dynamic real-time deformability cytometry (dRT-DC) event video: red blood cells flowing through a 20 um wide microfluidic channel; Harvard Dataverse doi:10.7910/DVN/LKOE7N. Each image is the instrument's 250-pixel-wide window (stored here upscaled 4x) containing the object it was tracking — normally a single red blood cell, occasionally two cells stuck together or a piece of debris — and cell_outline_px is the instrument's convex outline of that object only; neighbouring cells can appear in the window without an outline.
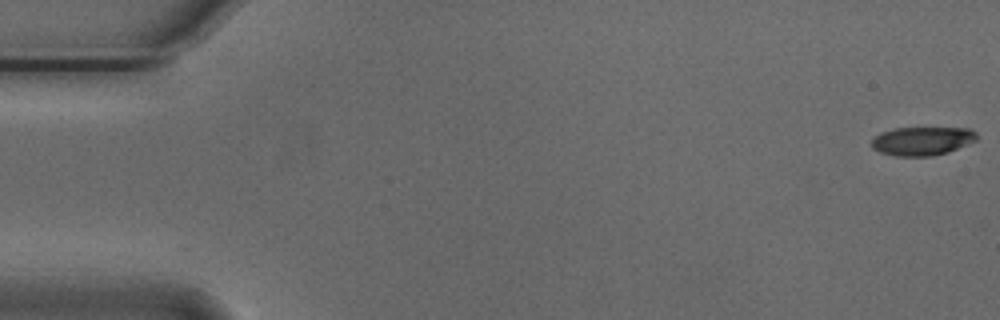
{"species": "Egyptian fruit bat (a non-hibernating species)", "species_latin": "Rousettus aegyptiacus", "temperature_condition": "cold", "stored_images_in_passage": 54, "camera_frame_rate_fps": 3000, "um_per_image_px": 0.085, "animal": {"sex": "male"}, "frame": {"image": 1, "passage_image": 1, "time_ms": 0.0, "image_size_px": [1000, 320], "cell_outline_px": [[976, 140], [968, 144], [948, 152], [932, 156], [896, 156], [880, 152], [872, 148], [872, 140], [880, 132], [896, 128], [968, 128], [976, 132]], "centroid_in_image_um": [78.38, 11.98], "position_along_channel_um": 6.6, "area_um2": 17.46}}
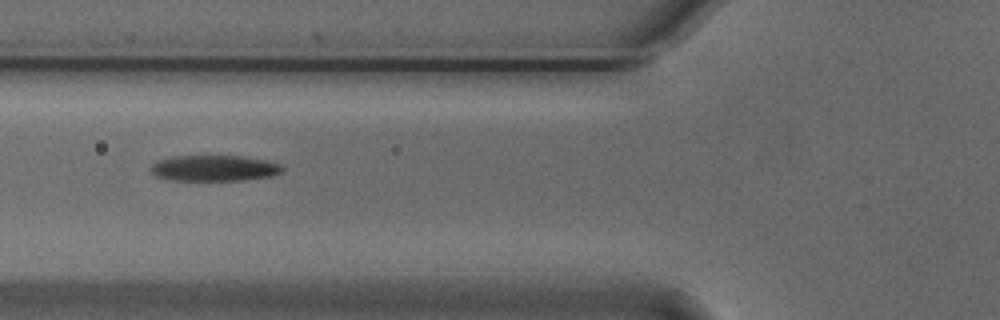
{"frame": {"image": 2, "passage_image": 21, "time_ms": 6.667, "image_size_px": [1000, 320], "cell_outline_px": [[284, 172], [272, 176], [244, 180], [172, 180], [156, 176], [148, 168], [156, 160], [172, 156], [240, 156], [268, 160], [280, 164], [284, 168]], "centroid_in_image_um": [18.22, 14.29], "position_along_channel_um": 107.6, "area_um2": 20.06}}
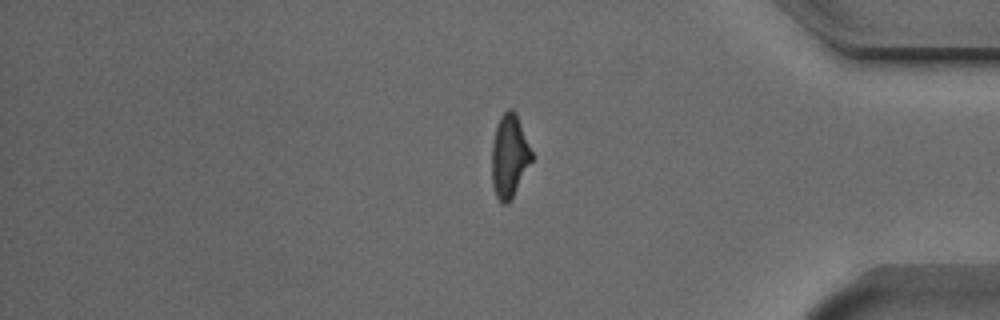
{"frame": {"image": 3, "passage_image": 46, "time_ms": 15.0, "image_size_px": [1000, 320], "cell_outline_px": [[532, 160], [508, 204], [500, 204], [496, 196], [492, 184], [492, 144], [496, 124], [500, 116], [508, 108], [512, 108], [516, 112], [532, 152]], "centroid_in_image_um": [43.27, 13.25], "position_along_channel_um": 391.9, "area_um2": 19.25}, "authors_computed_cell_mechanics": {"area_um2": 19.5942, "velocity_mm_per_s": 3.7274, "shape_relaxation_time_tau1_ms": 3.7158, "shape_relaxation_time_tau2_ms": 4.3729, "deformation_change_tau1": 0.142, "deformation_change_tau2": 0.1441}}